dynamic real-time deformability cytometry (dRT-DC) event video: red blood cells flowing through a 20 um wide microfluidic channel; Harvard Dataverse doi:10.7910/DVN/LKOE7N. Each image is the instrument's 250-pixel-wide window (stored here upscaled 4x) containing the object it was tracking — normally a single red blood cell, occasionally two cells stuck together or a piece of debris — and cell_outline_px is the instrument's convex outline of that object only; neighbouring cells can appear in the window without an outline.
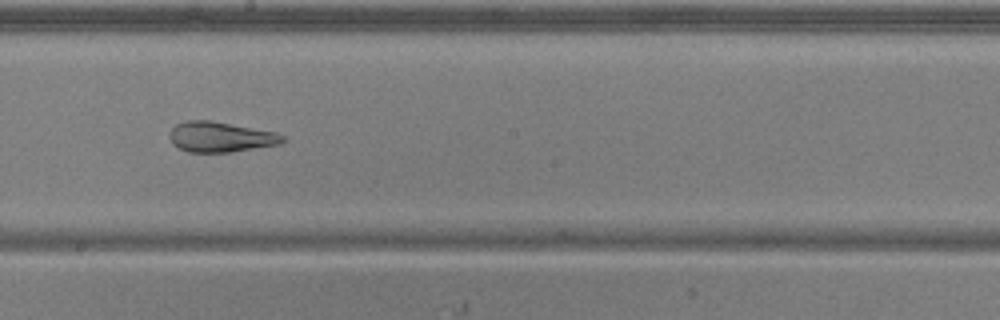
{"species": "common noctule bat (a hibernating species)", "species_latin": "Nyctalus noctula", "temperature_condition": "warm", "stored_images_in_passage": 49, "camera_frame_rate_fps": 3000, "um_per_image_px": 0.085, "animal": {"sex": "male", "body_mass_g": 20.5, "forearm_length_mm": 52.5}, "frame": {"image": 1, "passage_image": 28, "time_ms": 9.0, "image_size_px": [1000, 320], "cell_outline_px": [[284, 140], [280, 144], [232, 152], [188, 152], [172, 144], [168, 136], [172, 128], [176, 124], [184, 120], [212, 120], [276, 132], [284, 136]], "centroid_in_image_um": [18.72, 11.63], "position_along_channel_um": 229.5, "area_um2": 20.11}, "authors_computed_cell_mechanics": {"area_um2": 26.877, "velocity_mm_per_s": 3.8541, "shape_relaxation_time_tau1_ms": null, "shape_relaxation_time_tau2_ms": 2.6929, "deformation_change_tau1": null, "deformation_change_tau2": 0.0927}}